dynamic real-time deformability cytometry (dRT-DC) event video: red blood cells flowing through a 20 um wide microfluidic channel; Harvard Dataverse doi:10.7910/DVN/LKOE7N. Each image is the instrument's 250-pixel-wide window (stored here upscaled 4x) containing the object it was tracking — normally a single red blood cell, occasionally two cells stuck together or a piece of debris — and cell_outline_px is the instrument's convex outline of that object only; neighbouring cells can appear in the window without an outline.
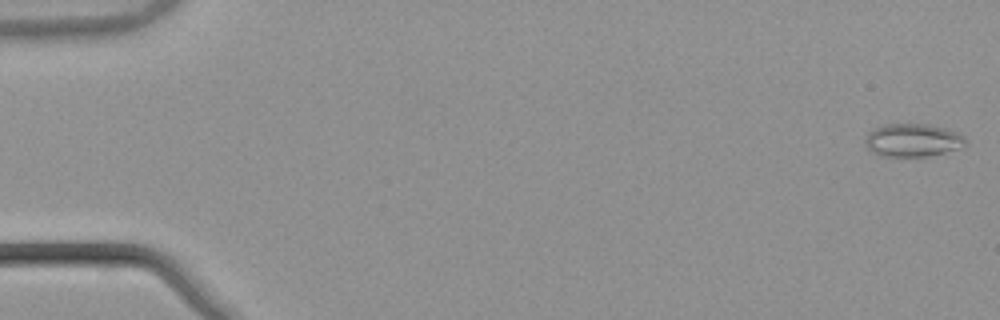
{"species": "common noctule bat (a hibernating species)", "species_latin": "Nyctalus noctula", "temperature_condition": "warm", "stored_images_in_passage": 53, "camera_frame_rate_fps": 3000, "um_per_image_px": 0.085, "animal": {"sex": "male", "body_mass_g": 21.5, "forearm_length_mm": 52.0}, "frame": {"image": 1, "passage_image": 1, "time_ms": 0.0, "image_size_px": [1000, 320], "cell_outline_px": [[964, 144], [960, 148], [928, 156], [880, 156], [872, 152], [868, 148], [864, 140], [868, 132], [872, 128], [884, 124], [928, 124], [960, 132], [964, 136]], "centroid_in_image_um": [77.54, 11.9], "position_along_channel_um": 7.5, "area_um2": 19.36}}
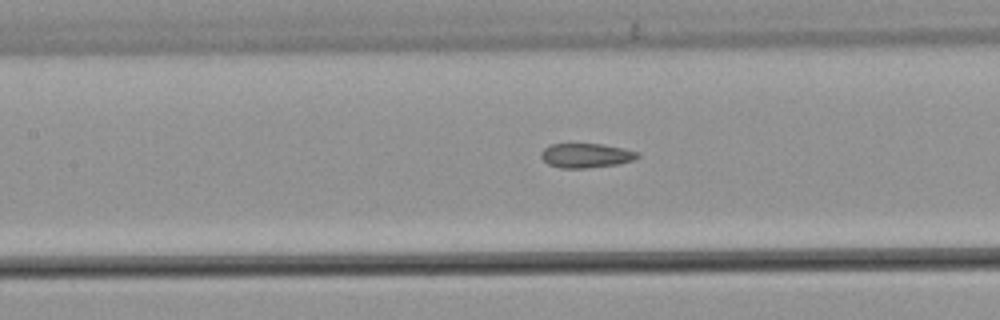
{"frame": {"image": 2, "passage_image": 25, "time_ms": 8.0, "image_size_px": [1000, 320], "cell_outline_px": [[640, 156], [632, 160], [616, 164], [584, 168], [560, 168], [548, 164], [540, 156], [540, 152], [548, 144], [604, 144], [624, 148], [640, 152]], "centroid_in_image_um": [49.8, 13.2], "position_along_channel_um": 157.6, "area_um2": 13.76}}
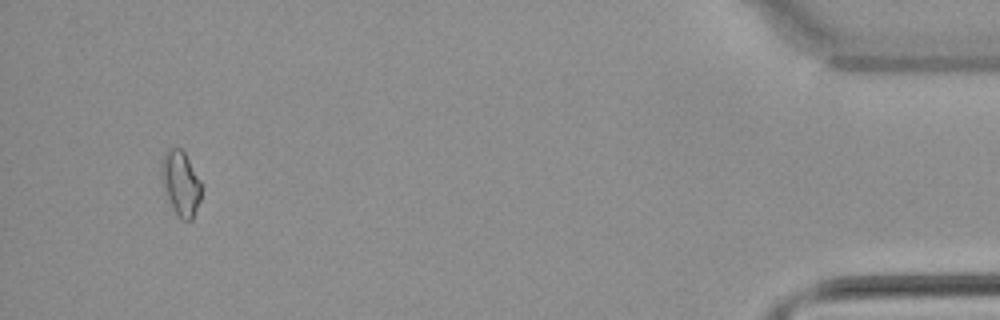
{"frame": {"image": 3, "passage_image": 51, "time_ms": 16.667, "image_size_px": [1000, 320], "cell_outline_px": [[200, 200], [192, 220], [180, 220], [160, 180], [160, 164], [164, 152], [168, 148], [180, 148], [184, 152], [200, 180]], "centroid_in_image_um": [15.33, 15.54], "position_along_channel_um": 419.9, "area_um2": 14.85}, "authors_computed_cell_mechanics": {"area_um2": 14.3344, "velocity_mm_per_s": 3.8843, "shape_relaxation_time_tau1_ms": null, "shape_relaxation_time_tau2_ms": 2.4705, "deformation_change_tau1": null, "deformation_change_tau2": 0.0623}}